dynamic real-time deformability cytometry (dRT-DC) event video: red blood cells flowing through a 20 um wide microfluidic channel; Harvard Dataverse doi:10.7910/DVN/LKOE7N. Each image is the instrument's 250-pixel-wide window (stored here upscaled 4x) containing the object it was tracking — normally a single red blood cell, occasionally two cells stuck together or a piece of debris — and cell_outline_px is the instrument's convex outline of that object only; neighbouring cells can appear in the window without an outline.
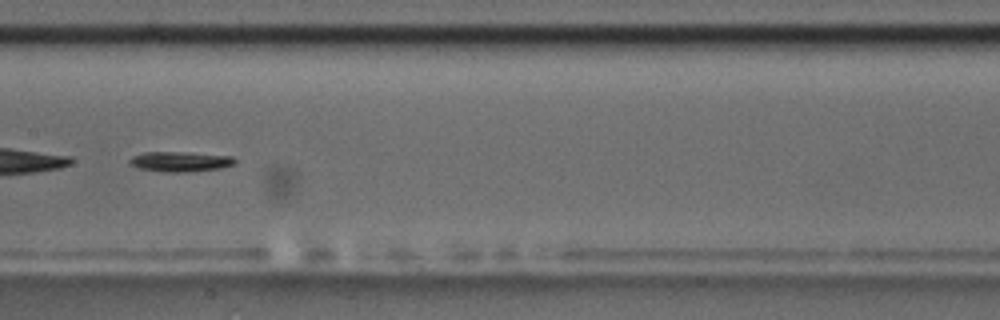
{"species": "common noctule bat (a hibernating species)", "species_latin": "Nyctalus noctula", "temperature_condition": "room temperature", "stored_images_in_passage": 7, "camera_frame_rate_fps": 3000, "um_per_image_px": 0.085, "animal": {"sex": "male", "body_mass_g": 17.5, "forearm_length_mm": 52.3}, "frame": {"image": 1, "passage_image": 6, "time_ms": 6.333, "image_size_px": [1000, 320], "cell_outline_px": [[236, 164], [220, 168], [188, 172], [164, 172], [136, 168], [128, 164], [128, 160], [132, 156], [144, 152], [184, 152], [232, 156], [236, 160]], "centroid_in_image_um": [15.28, 13.74], "position_along_channel_um": 192.1, "area_um2": 12.48}}
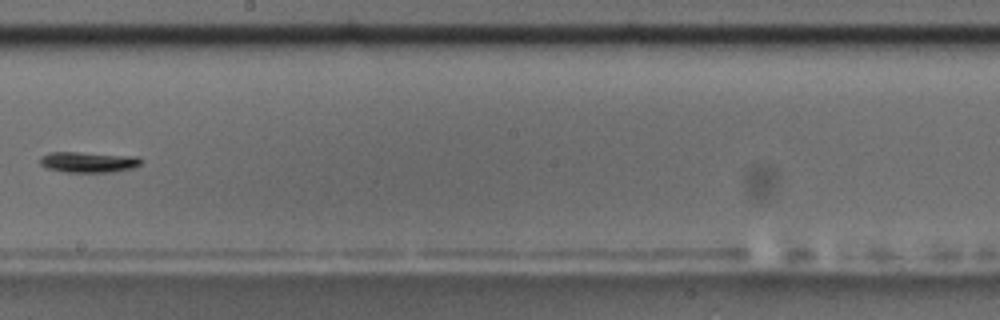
{"frame": {"image": 2, "passage_image": 7, "time_ms": 7.667, "image_size_px": [1000, 320], "cell_outline_px": [[140, 164], [132, 168], [112, 172], [64, 172], [48, 168], [40, 164], [40, 156], [48, 152], [80, 152], [136, 156], [140, 160]], "centroid_in_image_um": [7.46, 13.77], "position_along_channel_um": 240.7, "area_um2": 12.14}}